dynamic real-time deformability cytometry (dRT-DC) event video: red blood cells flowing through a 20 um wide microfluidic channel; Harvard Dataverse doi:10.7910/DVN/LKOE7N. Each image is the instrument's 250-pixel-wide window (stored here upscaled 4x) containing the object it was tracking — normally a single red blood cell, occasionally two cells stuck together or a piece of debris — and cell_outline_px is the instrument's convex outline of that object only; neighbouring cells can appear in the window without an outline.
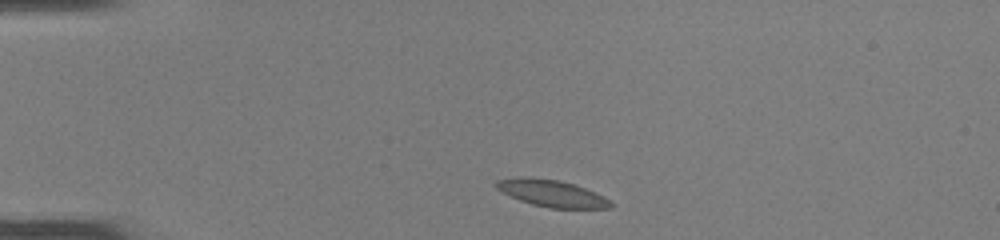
{"species": "common noctule bat (a hibernating species)", "species_latin": "Nyctalus noctula", "temperature_condition": "room temperature", "stored_images_in_passage": 41, "camera_frame_rate_fps": 3000, "um_per_image_px": 0.085, "animal": {"sex": "female", "body_mass_g": 22.0, "forearm_length_mm": 56.7}, "frame": {"image": 1, "passage_image": 1, "time_ms": 0.0, "image_size_px": [1000, 240], "cell_outline_px": [[616, 204], [612, 208], [548, 208], [532, 204], [520, 200], [496, 188], [496, 180], [520, 176], [528, 176], [560, 180], [584, 188], [604, 196]], "centroid_in_image_um": [46.93, 16.43], "position_along_channel_um": 38.1, "area_um2": 17.92}}
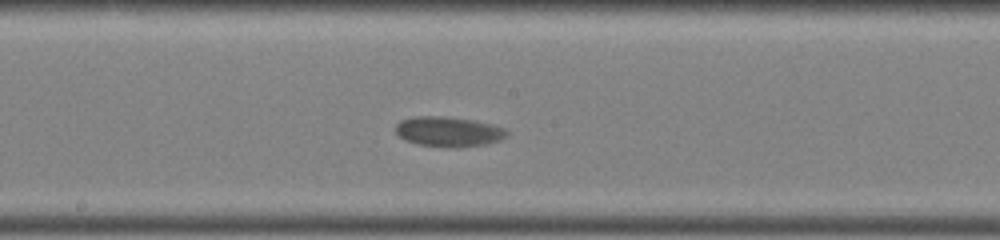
{"frame": {"image": 2, "passage_image": 18, "time_ms": 5.667, "image_size_px": [1000, 240], "cell_outline_px": [[508, 132], [500, 140], [484, 144], [456, 148], [452, 148], [420, 144], [404, 140], [396, 132], [396, 124], [400, 120], [412, 116], [444, 116], [472, 120], [504, 128]], "centroid_in_image_um": [38.07, 11.18], "position_along_channel_um": 210.1, "area_um2": 19.25}}
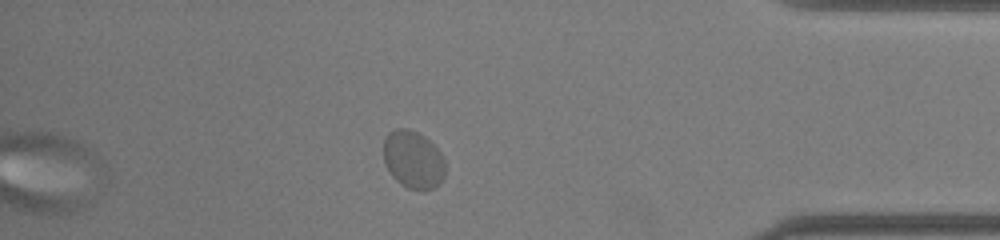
{"frame": {"image": 3, "passage_image": 35, "time_ms": 11.333, "image_size_px": [1000, 240], "cell_outline_px": [[444, 176], [432, 188], [424, 192], [408, 188], [400, 184], [392, 176], [384, 160], [384, 140], [388, 132], [396, 128], [408, 128], [424, 136], [440, 152], [444, 160]], "centroid_in_image_um": [35.1, 13.57], "position_along_channel_um": 400.1, "area_um2": 20.63}, "authors_computed_cell_mechanics": {"area_um2": 18.5538, "velocity_mm_per_s": 3.8491, "shape_relaxation_time_tau1_ms": 1.3582, "shape_relaxation_time_tau2_ms": null, "deformation_change_tau1": 0.0548, "deformation_change_tau2": null}}